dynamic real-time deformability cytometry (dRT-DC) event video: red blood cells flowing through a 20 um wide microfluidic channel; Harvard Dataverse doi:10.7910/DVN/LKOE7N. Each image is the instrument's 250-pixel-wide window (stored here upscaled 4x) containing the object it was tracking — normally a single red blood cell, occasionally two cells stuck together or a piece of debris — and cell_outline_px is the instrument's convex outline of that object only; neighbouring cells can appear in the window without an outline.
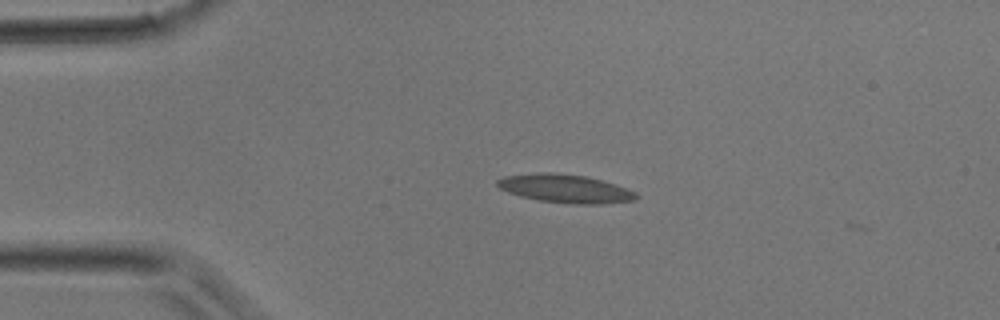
{"species": "common noctule bat (a hibernating species)", "species_latin": "Nyctalus noctula", "temperature_condition": "room temperature", "stored_images_in_passage": 2, "camera_frame_rate_fps": 3000, "um_per_image_px": 0.085, "animal": {"sex": "male", "body_mass_g": 17.9}, "frame": {"image": 1, "passage_image": 1, "time_ms": 0.0, "image_size_px": [1000, 320], "cell_outline_px": [[640, 196], [636, 200], [600, 204], [572, 204], [540, 200], [520, 196], [508, 192], [500, 188], [496, 184], [496, 180], [504, 176], [540, 172], [552, 172], [584, 176], [600, 180], [636, 192]], "centroid_in_image_um": [48.02, 16.03], "position_along_channel_um": 37.0, "area_um2": 22.77}}